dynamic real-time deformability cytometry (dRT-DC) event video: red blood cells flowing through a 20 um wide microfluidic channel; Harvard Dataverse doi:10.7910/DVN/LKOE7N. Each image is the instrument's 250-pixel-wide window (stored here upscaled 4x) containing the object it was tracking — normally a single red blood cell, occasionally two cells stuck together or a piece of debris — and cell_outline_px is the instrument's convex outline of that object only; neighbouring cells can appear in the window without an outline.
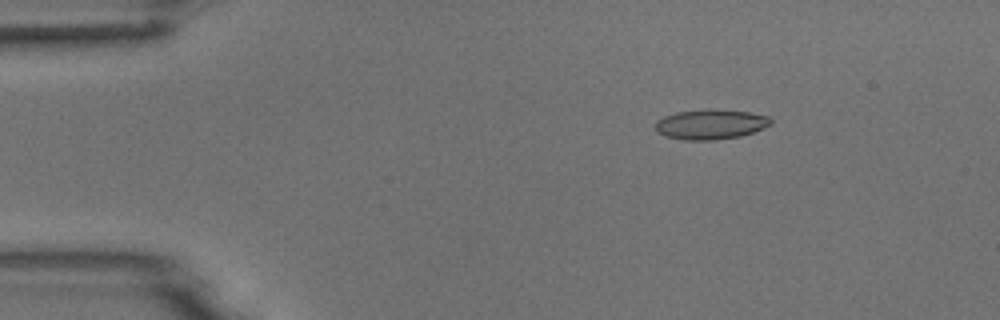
{"species": "common noctule bat (a hibernating species)", "species_latin": "Nyctalus noctula", "temperature_condition": "room temperature", "stored_images_in_passage": 5, "camera_frame_rate_fps": 3000, "um_per_image_px": 0.085, "animal": {"sex": "male", "body_mass_g": 18.8}, "frame": {"image": 1, "passage_image": 3, "time_ms": 0.667, "image_size_px": [1000, 320], "cell_outline_px": [[772, 124], [764, 128], [740, 136], [716, 140], [684, 140], [664, 136], [656, 132], [656, 120], [664, 116], [676, 112], [708, 108], [748, 112], [768, 116], [772, 120]], "centroid_in_image_um": [60.38, 10.56], "position_along_channel_um": 24.6, "area_um2": 20.35}}